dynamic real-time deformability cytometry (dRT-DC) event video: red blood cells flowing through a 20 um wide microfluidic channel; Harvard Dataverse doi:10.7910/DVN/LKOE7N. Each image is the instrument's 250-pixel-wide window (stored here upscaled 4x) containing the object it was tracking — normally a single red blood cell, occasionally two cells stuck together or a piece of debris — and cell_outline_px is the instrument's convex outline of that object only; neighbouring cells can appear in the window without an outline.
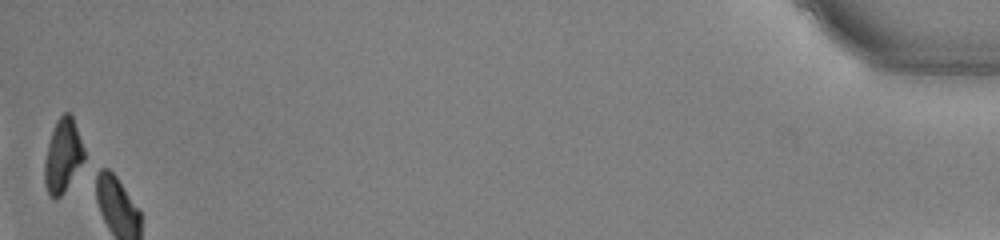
{"species": "common noctule bat (a hibernating species)", "species_latin": "Nyctalus noctula", "temperature_condition": "warm", "stored_images_in_passage": 38, "camera_frame_rate_fps": 3000, "um_per_image_px": 0.085, "animal": {"sex": "male", "body_mass_g": 13.0, "forearm_length_mm": 53.1}, "frame": {"image": 1, "passage_image": 38, "time_ms": 12.333, "image_size_px": [1000, 240], "cell_outline_px": [[84, 160], [64, 192], [56, 200], [48, 196], [44, 184], [44, 164], [48, 144], [56, 120], [64, 112], [72, 112], [84, 148]], "centroid_in_image_um": [5.33, 13.23], "position_along_channel_um": 429.9, "area_um2": 17.17}, "authors_computed_cell_mechanics": {"area_um2": 20.4901, "velocity_mm_per_s": 3.8768, "shape_relaxation_time_tau1_ms": 2.5913, "shape_relaxation_time_tau2_ms": null, "deformation_change_tau1": 0.1092, "deformation_change_tau2": null}}